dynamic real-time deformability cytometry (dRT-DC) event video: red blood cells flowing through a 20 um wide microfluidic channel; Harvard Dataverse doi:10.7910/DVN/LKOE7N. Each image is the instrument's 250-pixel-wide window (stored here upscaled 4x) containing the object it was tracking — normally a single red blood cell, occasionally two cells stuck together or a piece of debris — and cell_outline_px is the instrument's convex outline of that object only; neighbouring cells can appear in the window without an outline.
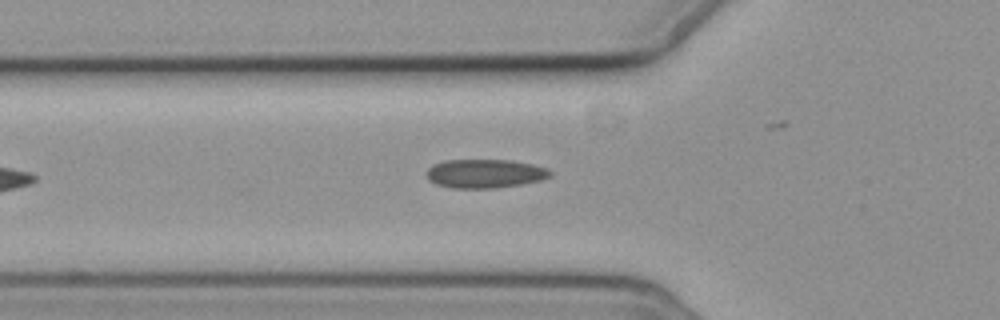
{"species": "common noctule bat (a hibernating species)", "species_latin": "Nyctalus noctula", "temperature_condition": "cold", "stored_images_in_passage": 5, "camera_frame_rate_fps": 3000, "um_per_image_px": 0.085, "animal": {"sex": "female", "body_mass_g": 19.3, "forearm_length_mm": 54.1}, "frame": {"image": 1, "passage_image": 5, "time_ms": 4.667, "image_size_px": [1000, 320], "cell_outline_px": [[552, 176], [540, 180], [520, 184], [496, 188], [452, 188], [436, 184], [428, 180], [428, 168], [432, 164], [444, 160], [512, 160], [532, 164], [548, 168], [552, 172]], "centroid_in_image_um": [41.23, 14.75], "position_along_channel_um": 84.6, "area_um2": 20.81}}